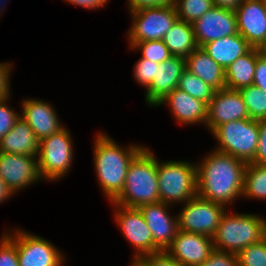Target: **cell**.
Listing matches in <instances>:
<instances>
[{"label":"cell","mask_w":266,"mask_h":266,"mask_svg":"<svg viewBox=\"0 0 266 266\" xmlns=\"http://www.w3.org/2000/svg\"><path fill=\"white\" fill-rule=\"evenodd\" d=\"M197 165V195L225 206L243 193L246 163L218 151Z\"/></svg>","instance_id":"1"},{"label":"cell","mask_w":266,"mask_h":266,"mask_svg":"<svg viewBox=\"0 0 266 266\" xmlns=\"http://www.w3.org/2000/svg\"><path fill=\"white\" fill-rule=\"evenodd\" d=\"M94 143V165L98 180L110 201H114L124 188L125 178L130 162L144 148L129 146L122 148L106 136L98 134Z\"/></svg>","instance_id":"2"},{"label":"cell","mask_w":266,"mask_h":266,"mask_svg":"<svg viewBox=\"0 0 266 266\" xmlns=\"http://www.w3.org/2000/svg\"><path fill=\"white\" fill-rule=\"evenodd\" d=\"M160 202L157 160L148 148H143L130 162L124 188L113 201L125 207L139 208Z\"/></svg>","instance_id":"3"},{"label":"cell","mask_w":266,"mask_h":266,"mask_svg":"<svg viewBox=\"0 0 266 266\" xmlns=\"http://www.w3.org/2000/svg\"><path fill=\"white\" fill-rule=\"evenodd\" d=\"M266 237V220L254 214H223L212 237L214 249L237 254ZM227 249V250H226Z\"/></svg>","instance_id":"4"},{"label":"cell","mask_w":266,"mask_h":266,"mask_svg":"<svg viewBox=\"0 0 266 266\" xmlns=\"http://www.w3.org/2000/svg\"><path fill=\"white\" fill-rule=\"evenodd\" d=\"M197 165L184 161L157 160V175L160 202L170 205L186 203L197 196Z\"/></svg>","instance_id":"5"},{"label":"cell","mask_w":266,"mask_h":266,"mask_svg":"<svg viewBox=\"0 0 266 266\" xmlns=\"http://www.w3.org/2000/svg\"><path fill=\"white\" fill-rule=\"evenodd\" d=\"M212 134L219 143L215 151L232 155L247 163H252L259 142V120L243 119L224 123Z\"/></svg>","instance_id":"6"},{"label":"cell","mask_w":266,"mask_h":266,"mask_svg":"<svg viewBox=\"0 0 266 266\" xmlns=\"http://www.w3.org/2000/svg\"><path fill=\"white\" fill-rule=\"evenodd\" d=\"M65 126L39 142L38 169L41 178L56 180L66 175L73 158V145Z\"/></svg>","instance_id":"7"},{"label":"cell","mask_w":266,"mask_h":266,"mask_svg":"<svg viewBox=\"0 0 266 266\" xmlns=\"http://www.w3.org/2000/svg\"><path fill=\"white\" fill-rule=\"evenodd\" d=\"M177 217L179 230L213 237L225 207L198 195L187 201Z\"/></svg>","instance_id":"8"},{"label":"cell","mask_w":266,"mask_h":266,"mask_svg":"<svg viewBox=\"0 0 266 266\" xmlns=\"http://www.w3.org/2000/svg\"><path fill=\"white\" fill-rule=\"evenodd\" d=\"M133 26L128 31L130 42L162 40L179 19L174 5L142 8L131 12Z\"/></svg>","instance_id":"9"},{"label":"cell","mask_w":266,"mask_h":266,"mask_svg":"<svg viewBox=\"0 0 266 266\" xmlns=\"http://www.w3.org/2000/svg\"><path fill=\"white\" fill-rule=\"evenodd\" d=\"M4 234L16 245L19 266H62L65 261L58 248L40 236L20 230Z\"/></svg>","instance_id":"10"},{"label":"cell","mask_w":266,"mask_h":266,"mask_svg":"<svg viewBox=\"0 0 266 266\" xmlns=\"http://www.w3.org/2000/svg\"><path fill=\"white\" fill-rule=\"evenodd\" d=\"M114 205L117 207L115 219L119 228L123 231L127 241L132 243L137 250L134 259L138 260L144 255L160 252L161 250L153 242L151 230L139 208Z\"/></svg>","instance_id":"11"},{"label":"cell","mask_w":266,"mask_h":266,"mask_svg":"<svg viewBox=\"0 0 266 266\" xmlns=\"http://www.w3.org/2000/svg\"><path fill=\"white\" fill-rule=\"evenodd\" d=\"M198 47L238 33L235 10L212 7L192 23Z\"/></svg>","instance_id":"12"},{"label":"cell","mask_w":266,"mask_h":266,"mask_svg":"<svg viewBox=\"0 0 266 266\" xmlns=\"http://www.w3.org/2000/svg\"><path fill=\"white\" fill-rule=\"evenodd\" d=\"M0 178L11 193L33 184L41 179L38 157L0 151Z\"/></svg>","instance_id":"13"},{"label":"cell","mask_w":266,"mask_h":266,"mask_svg":"<svg viewBox=\"0 0 266 266\" xmlns=\"http://www.w3.org/2000/svg\"><path fill=\"white\" fill-rule=\"evenodd\" d=\"M249 119L243 97L238 90H216L212 100L207 104L206 125L211 132L218 126L235 121Z\"/></svg>","instance_id":"14"},{"label":"cell","mask_w":266,"mask_h":266,"mask_svg":"<svg viewBox=\"0 0 266 266\" xmlns=\"http://www.w3.org/2000/svg\"><path fill=\"white\" fill-rule=\"evenodd\" d=\"M214 250L209 236L178 230L166 252L182 266H199Z\"/></svg>","instance_id":"15"},{"label":"cell","mask_w":266,"mask_h":266,"mask_svg":"<svg viewBox=\"0 0 266 266\" xmlns=\"http://www.w3.org/2000/svg\"><path fill=\"white\" fill-rule=\"evenodd\" d=\"M237 29L252 47L266 39V5L264 0H243L235 9Z\"/></svg>","instance_id":"16"},{"label":"cell","mask_w":266,"mask_h":266,"mask_svg":"<svg viewBox=\"0 0 266 266\" xmlns=\"http://www.w3.org/2000/svg\"><path fill=\"white\" fill-rule=\"evenodd\" d=\"M168 206V204L158 202L139 207L151 230L153 242L161 251H166L179 230L177 216L174 218L169 216L166 211Z\"/></svg>","instance_id":"17"},{"label":"cell","mask_w":266,"mask_h":266,"mask_svg":"<svg viewBox=\"0 0 266 266\" xmlns=\"http://www.w3.org/2000/svg\"><path fill=\"white\" fill-rule=\"evenodd\" d=\"M186 69L185 58L171 56L156 67L155 78L146 89V102L157 106L168 94L178 87L182 72Z\"/></svg>","instance_id":"18"},{"label":"cell","mask_w":266,"mask_h":266,"mask_svg":"<svg viewBox=\"0 0 266 266\" xmlns=\"http://www.w3.org/2000/svg\"><path fill=\"white\" fill-rule=\"evenodd\" d=\"M21 117L29 124L38 140L49 137L63 129L55 109L42 100H24Z\"/></svg>","instance_id":"19"},{"label":"cell","mask_w":266,"mask_h":266,"mask_svg":"<svg viewBox=\"0 0 266 266\" xmlns=\"http://www.w3.org/2000/svg\"><path fill=\"white\" fill-rule=\"evenodd\" d=\"M169 103L172 115L183 124H206L207 104L202 100L191 97L182 89L176 87L157 106Z\"/></svg>","instance_id":"20"},{"label":"cell","mask_w":266,"mask_h":266,"mask_svg":"<svg viewBox=\"0 0 266 266\" xmlns=\"http://www.w3.org/2000/svg\"><path fill=\"white\" fill-rule=\"evenodd\" d=\"M39 142L29 124L20 117L12 129L0 139V151L38 156Z\"/></svg>","instance_id":"21"},{"label":"cell","mask_w":266,"mask_h":266,"mask_svg":"<svg viewBox=\"0 0 266 266\" xmlns=\"http://www.w3.org/2000/svg\"><path fill=\"white\" fill-rule=\"evenodd\" d=\"M185 67L215 90L225 88V70L202 47L185 58Z\"/></svg>","instance_id":"22"},{"label":"cell","mask_w":266,"mask_h":266,"mask_svg":"<svg viewBox=\"0 0 266 266\" xmlns=\"http://www.w3.org/2000/svg\"><path fill=\"white\" fill-rule=\"evenodd\" d=\"M205 52L224 70L238 57L246 54L252 46L239 33L211 41L202 46Z\"/></svg>","instance_id":"23"},{"label":"cell","mask_w":266,"mask_h":266,"mask_svg":"<svg viewBox=\"0 0 266 266\" xmlns=\"http://www.w3.org/2000/svg\"><path fill=\"white\" fill-rule=\"evenodd\" d=\"M257 56V49L252 47L230 64L225 70V88L239 91L253 85Z\"/></svg>","instance_id":"24"},{"label":"cell","mask_w":266,"mask_h":266,"mask_svg":"<svg viewBox=\"0 0 266 266\" xmlns=\"http://www.w3.org/2000/svg\"><path fill=\"white\" fill-rule=\"evenodd\" d=\"M162 41L172 56L183 58H186L198 47L192 24L179 19L165 33Z\"/></svg>","instance_id":"25"},{"label":"cell","mask_w":266,"mask_h":266,"mask_svg":"<svg viewBox=\"0 0 266 266\" xmlns=\"http://www.w3.org/2000/svg\"><path fill=\"white\" fill-rule=\"evenodd\" d=\"M242 196L266 199V166L256 163L246 164Z\"/></svg>","instance_id":"26"},{"label":"cell","mask_w":266,"mask_h":266,"mask_svg":"<svg viewBox=\"0 0 266 266\" xmlns=\"http://www.w3.org/2000/svg\"><path fill=\"white\" fill-rule=\"evenodd\" d=\"M178 88L185 91L191 97L202 100L208 104L215 93V89L206 84L201 78L185 69L179 80Z\"/></svg>","instance_id":"27"},{"label":"cell","mask_w":266,"mask_h":266,"mask_svg":"<svg viewBox=\"0 0 266 266\" xmlns=\"http://www.w3.org/2000/svg\"><path fill=\"white\" fill-rule=\"evenodd\" d=\"M246 105L249 119L266 120V92L255 85L239 90Z\"/></svg>","instance_id":"28"},{"label":"cell","mask_w":266,"mask_h":266,"mask_svg":"<svg viewBox=\"0 0 266 266\" xmlns=\"http://www.w3.org/2000/svg\"><path fill=\"white\" fill-rule=\"evenodd\" d=\"M174 7L179 20L192 24L214 7V4L213 0H175Z\"/></svg>","instance_id":"29"},{"label":"cell","mask_w":266,"mask_h":266,"mask_svg":"<svg viewBox=\"0 0 266 266\" xmlns=\"http://www.w3.org/2000/svg\"><path fill=\"white\" fill-rule=\"evenodd\" d=\"M130 47L133 49H141V58L148 59L155 63H162L169 59L172 55L168 47L162 40H149L141 42H130Z\"/></svg>","instance_id":"30"},{"label":"cell","mask_w":266,"mask_h":266,"mask_svg":"<svg viewBox=\"0 0 266 266\" xmlns=\"http://www.w3.org/2000/svg\"><path fill=\"white\" fill-rule=\"evenodd\" d=\"M238 266H266V237L237 253Z\"/></svg>","instance_id":"31"},{"label":"cell","mask_w":266,"mask_h":266,"mask_svg":"<svg viewBox=\"0 0 266 266\" xmlns=\"http://www.w3.org/2000/svg\"><path fill=\"white\" fill-rule=\"evenodd\" d=\"M156 67H159L158 63L140 58L134 68L135 80L147 88L155 78Z\"/></svg>","instance_id":"32"},{"label":"cell","mask_w":266,"mask_h":266,"mask_svg":"<svg viewBox=\"0 0 266 266\" xmlns=\"http://www.w3.org/2000/svg\"><path fill=\"white\" fill-rule=\"evenodd\" d=\"M0 242V266H19L16 245L3 234Z\"/></svg>","instance_id":"33"},{"label":"cell","mask_w":266,"mask_h":266,"mask_svg":"<svg viewBox=\"0 0 266 266\" xmlns=\"http://www.w3.org/2000/svg\"><path fill=\"white\" fill-rule=\"evenodd\" d=\"M7 99L0 100V139L7 134L21 117L6 105Z\"/></svg>","instance_id":"34"},{"label":"cell","mask_w":266,"mask_h":266,"mask_svg":"<svg viewBox=\"0 0 266 266\" xmlns=\"http://www.w3.org/2000/svg\"><path fill=\"white\" fill-rule=\"evenodd\" d=\"M199 266H238L237 254L214 249L209 258Z\"/></svg>","instance_id":"35"},{"label":"cell","mask_w":266,"mask_h":266,"mask_svg":"<svg viewBox=\"0 0 266 266\" xmlns=\"http://www.w3.org/2000/svg\"><path fill=\"white\" fill-rule=\"evenodd\" d=\"M144 266H182L166 251L147 254L138 259Z\"/></svg>","instance_id":"36"},{"label":"cell","mask_w":266,"mask_h":266,"mask_svg":"<svg viewBox=\"0 0 266 266\" xmlns=\"http://www.w3.org/2000/svg\"><path fill=\"white\" fill-rule=\"evenodd\" d=\"M252 163L266 166V120H259V142Z\"/></svg>","instance_id":"37"},{"label":"cell","mask_w":266,"mask_h":266,"mask_svg":"<svg viewBox=\"0 0 266 266\" xmlns=\"http://www.w3.org/2000/svg\"><path fill=\"white\" fill-rule=\"evenodd\" d=\"M174 3L175 0H128V8L130 12H134L142 8L174 5Z\"/></svg>","instance_id":"38"},{"label":"cell","mask_w":266,"mask_h":266,"mask_svg":"<svg viewBox=\"0 0 266 266\" xmlns=\"http://www.w3.org/2000/svg\"><path fill=\"white\" fill-rule=\"evenodd\" d=\"M11 64L0 63V100L9 99V86H10V71H11Z\"/></svg>","instance_id":"39"},{"label":"cell","mask_w":266,"mask_h":266,"mask_svg":"<svg viewBox=\"0 0 266 266\" xmlns=\"http://www.w3.org/2000/svg\"><path fill=\"white\" fill-rule=\"evenodd\" d=\"M253 85L266 92V59L257 56Z\"/></svg>","instance_id":"40"},{"label":"cell","mask_w":266,"mask_h":266,"mask_svg":"<svg viewBox=\"0 0 266 266\" xmlns=\"http://www.w3.org/2000/svg\"><path fill=\"white\" fill-rule=\"evenodd\" d=\"M69 3H72L77 6L88 9H97L107 4L108 0H66Z\"/></svg>","instance_id":"41"},{"label":"cell","mask_w":266,"mask_h":266,"mask_svg":"<svg viewBox=\"0 0 266 266\" xmlns=\"http://www.w3.org/2000/svg\"><path fill=\"white\" fill-rule=\"evenodd\" d=\"M243 0H213L216 7L235 10Z\"/></svg>","instance_id":"42"},{"label":"cell","mask_w":266,"mask_h":266,"mask_svg":"<svg viewBox=\"0 0 266 266\" xmlns=\"http://www.w3.org/2000/svg\"><path fill=\"white\" fill-rule=\"evenodd\" d=\"M12 196L11 191L7 188L5 182L0 178V203L4 200H7Z\"/></svg>","instance_id":"43"},{"label":"cell","mask_w":266,"mask_h":266,"mask_svg":"<svg viewBox=\"0 0 266 266\" xmlns=\"http://www.w3.org/2000/svg\"><path fill=\"white\" fill-rule=\"evenodd\" d=\"M258 55L266 59V39L262 41L257 47Z\"/></svg>","instance_id":"44"},{"label":"cell","mask_w":266,"mask_h":266,"mask_svg":"<svg viewBox=\"0 0 266 266\" xmlns=\"http://www.w3.org/2000/svg\"><path fill=\"white\" fill-rule=\"evenodd\" d=\"M133 263H132V266H144L139 260L137 259H133Z\"/></svg>","instance_id":"45"}]
</instances>
